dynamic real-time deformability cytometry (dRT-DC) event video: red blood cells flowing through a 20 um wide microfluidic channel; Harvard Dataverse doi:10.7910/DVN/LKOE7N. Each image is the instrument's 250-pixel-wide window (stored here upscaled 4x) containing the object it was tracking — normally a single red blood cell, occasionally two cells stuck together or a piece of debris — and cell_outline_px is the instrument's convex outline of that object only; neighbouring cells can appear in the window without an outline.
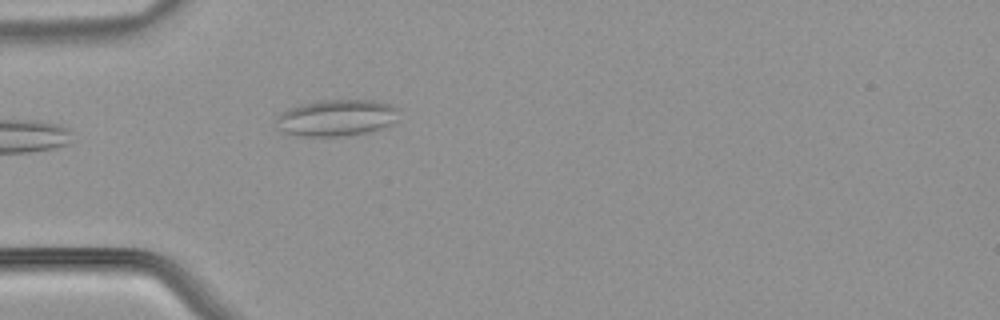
{"species": "common noctule bat (a hibernating species)", "species_latin": "Nyctalus noctula", "temperature_condition": "warm", "stored_images_in_passage": 23, "camera_frame_rate_fps": 3000, "um_per_image_px": 0.085, "animal": {"sex": "male", "body_mass_g": 21.5, "forearm_length_mm": 52.0}, "frame": {"image": 1, "passage_image": 1, "time_ms": 0.0, "image_size_px": [1000, 320], "cell_outline_px": [[400, 108], [396, 120], [380, 128], [368, 132], [344, 136], [300, 136], [284, 132], [276, 128], [276, 116], [280, 112], [288, 108], [300, 104], [320, 100], [372, 100], [392, 104]], "centroid_in_image_um": [28.57, 10.0], "position_along_channel_um": 56.4, "area_um2": 26.36}}